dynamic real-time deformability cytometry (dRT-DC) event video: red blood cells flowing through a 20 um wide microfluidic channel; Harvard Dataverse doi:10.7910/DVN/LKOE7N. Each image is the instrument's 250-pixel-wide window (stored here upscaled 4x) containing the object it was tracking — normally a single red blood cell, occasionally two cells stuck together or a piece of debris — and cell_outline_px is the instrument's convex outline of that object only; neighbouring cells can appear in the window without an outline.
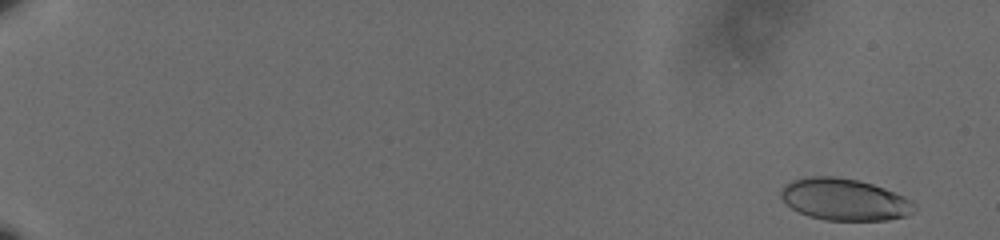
{"species": "human", "species_latin": "Homo sapiens", "temperature_condition": "cold", "stored_images_in_passage": 61, "camera_frame_rate_fps": 3000, "um_per_image_px": 0.085, "donor": {"sex": "male"}, "frame": {"image": 1, "passage_image": 3, "time_ms": 0.667, "image_size_px": [1000, 240], "cell_outline_px": [[916, 208], [908, 216], [888, 220], [824, 220], [808, 216], [792, 208], [780, 196], [780, 192], [784, 184], [792, 180], [812, 176], [836, 176], [860, 180], [884, 188], [904, 196], [912, 200], [916, 204]], "centroid_in_image_um": [71.8, 16.95], "position_along_channel_um": 13.2, "area_um2": 32.71}}
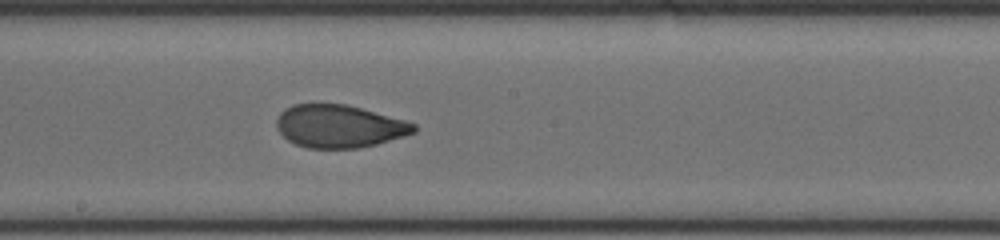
{"frame": {"image": 2, "passage_image": 37, "time_ms": 12.0, "image_size_px": [1000, 240], "cell_outline_px": [[416, 132], [404, 136], [376, 144], [356, 148], [308, 148], [296, 144], [288, 140], [276, 128], [276, 120], [280, 112], [292, 104], [344, 104], [360, 108], [404, 120], [416, 124]], "centroid_in_image_um": [28.81, 10.73], "position_along_channel_um": 219.4, "area_um2": 33.99}}
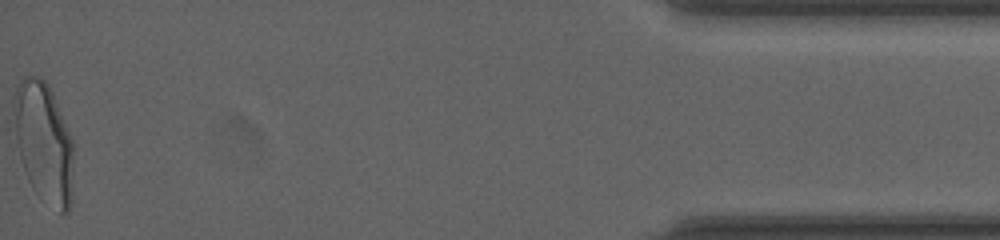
{"frame": {"image": 3, "passage_image": 61, "time_ms": 20.0, "image_size_px": [1000, 240], "cell_outline_px": [[72, 204], [68, 212], [60, 212], [36, 192], [32, 188], [28, 180], [20, 156], [16, 136], [12, 100], [16, 84], [24, 76], [40, 76], [48, 84], [52, 92], [72, 140]], "centroid_in_image_um": [3.7, 12.06], "position_along_channel_um": 431.5, "area_um2": 41.44}, "authors_computed_cell_mechanics": {"area_um2": 34.7956, "velocity_mm_per_s": 3.5812, "shape_relaxation_time_tau1_ms": 7.1242, "shape_relaxation_time_tau2_ms": 1.024, "deformation_change_tau1": 0.1872, "deformation_change_tau2": 0.0633}}